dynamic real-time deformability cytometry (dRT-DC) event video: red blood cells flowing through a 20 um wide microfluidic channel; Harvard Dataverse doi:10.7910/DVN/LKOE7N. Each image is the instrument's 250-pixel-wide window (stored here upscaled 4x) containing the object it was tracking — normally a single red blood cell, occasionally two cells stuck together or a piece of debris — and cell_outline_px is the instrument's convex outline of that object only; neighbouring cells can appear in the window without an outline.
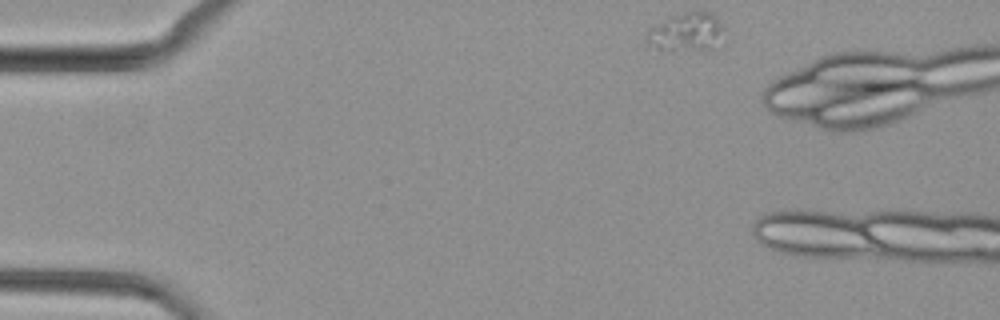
{"species": "common noctule bat (a hibernating species)", "species_latin": "Nyctalus noctula", "temperature_condition": "cold", "stored_images_in_passage": 4, "camera_frame_rate_fps": 3000, "um_per_image_px": 0.085, "animal": {"sex": "female", "body_mass_g": 29.2, "forearm_length_mm": 56.3}, "frame": {"image": 1, "passage_image": 1, "time_ms": 0.0, "image_size_px": [1000, 320], "cell_outline_px": [[724, 48], [716, 52], [704, 52], [648, 48], [644, 40], [644, 36], [648, 28], [672, 16], [684, 12], [708, 12], [716, 16], [720, 24], [724, 44]], "centroid_in_image_um": [58.38, 2.83], "position_along_channel_um": 26.6, "area_um2": 18.5}}